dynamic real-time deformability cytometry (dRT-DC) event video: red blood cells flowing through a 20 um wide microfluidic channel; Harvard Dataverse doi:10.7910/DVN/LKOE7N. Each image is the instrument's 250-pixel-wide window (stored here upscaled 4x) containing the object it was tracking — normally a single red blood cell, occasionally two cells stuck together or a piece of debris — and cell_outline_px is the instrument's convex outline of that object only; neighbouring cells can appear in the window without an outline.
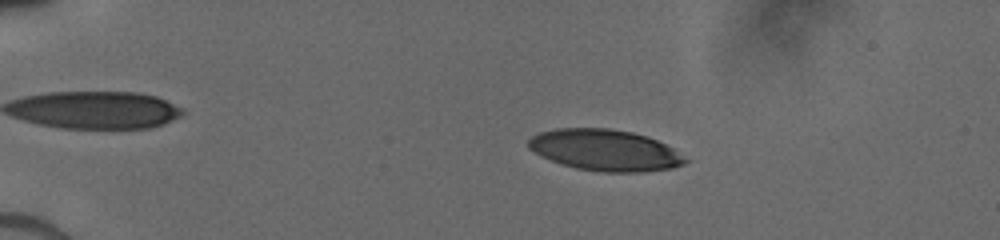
{"species": "human", "species_latin": "Homo sapiens", "temperature_condition": "cold", "stored_images_in_passage": 20, "camera_frame_rate_fps": 3000, "um_per_image_px": 0.085, "donor": {"sex": "male"}, "frame": {"image": 1, "passage_image": 10, "time_ms": 3.333, "image_size_px": [1000, 240], "cell_outline_px": [[692, 160], [684, 164], [672, 168], [644, 172], [600, 172], [576, 168], [560, 164], [528, 148], [528, 140], [532, 136], [540, 132], [556, 128], [608, 128], [632, 132], [648, 136], [672, 148]], "centroid_in_image_um": [51.47, 12.77], "position_along_channel_um": 33.5, "area_um2": 37.8}}